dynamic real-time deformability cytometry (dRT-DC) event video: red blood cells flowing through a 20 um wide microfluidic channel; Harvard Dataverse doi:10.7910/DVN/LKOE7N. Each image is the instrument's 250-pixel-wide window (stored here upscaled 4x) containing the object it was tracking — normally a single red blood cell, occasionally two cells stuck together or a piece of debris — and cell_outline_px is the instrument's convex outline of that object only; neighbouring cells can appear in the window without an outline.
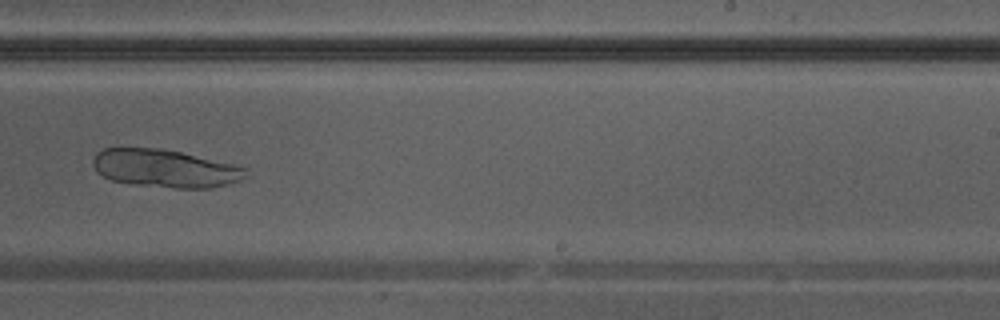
{"species": "Egyptian fruit bat (a non-hibernating species)", "species_latin": "Rousettus aegyptiacus", "temperature_condition": "warm", "stored_images_in_passage": 37, "camera_frame_rate_fps": 3000, "um_per_image_px": 0.085, "animal": {"sex": "male"}, "frame": {"image": 1, "passage_image": 22, "time_ms": 7.0, "image_size_px": [1000, 320], "cell_outline_px": [[248, 168], [244, 176], [240, 180], [228, 184], [212, 188], [172, 188], [136, 184], [112, 180], [96, 172], [92, 164], [92, 160], [96, 152], [104, 148], [160, 148], [180, 152], [232, 164]], "centroid_in_image_um": [13.99, 14.31], "position_along_channel_um": 275.0, "area_um2": 33.58}}